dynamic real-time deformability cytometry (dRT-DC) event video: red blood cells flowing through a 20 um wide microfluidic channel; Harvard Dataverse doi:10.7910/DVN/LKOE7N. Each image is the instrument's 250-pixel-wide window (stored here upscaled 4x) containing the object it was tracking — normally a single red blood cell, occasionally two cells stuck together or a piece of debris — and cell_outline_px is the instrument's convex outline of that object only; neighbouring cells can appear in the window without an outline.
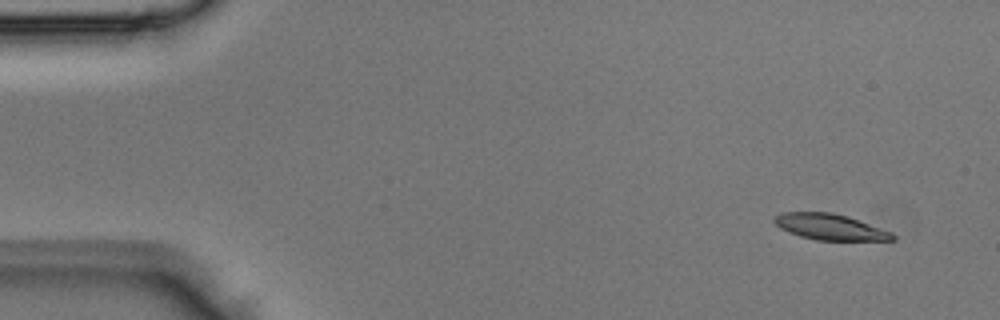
{"species": "Egyptian fruit bat (a non-hibernating species)", "species_latin": "Rousettus aegyptiacus", "temperature_condition": "room temperature", "stored_images_in_passage": 4, "camera_frame_rate_fps": 3000, "um_per_image_px": 0.085, "animal": {"sex": "male"}, "frame": {"image": 1, "passage_image": 1, "time_ms": 0.0, "image_size_px": [1000, 320], "cell_outline_px": [[896, 240], [816, 240], [800, 236], [788, 232], [780, 228], [772, 220], [780, 212], [832, 212], [848, 216], [892, 232], [896, 236]], "centroid_in_image_um": [70.55, 19.28], "position_along_channel_um": 14.4, "area_um2": 17.92}}